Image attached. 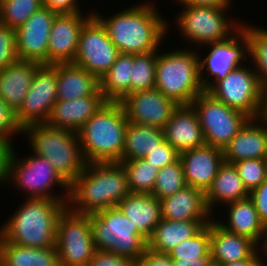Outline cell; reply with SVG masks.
Instances as JSON below:
<instances>
[{
	"mask_svg": "<svg viewBox=\"0 0 267 266\" xmlns=\"http://www.w3.org/2000/svg\"><path fill=\"white\" fill-rule=\"evenodd\" d=\"M251 24L244 20L241 27L249 38V62L264 85L267 84V27Z\"/></svg>",
	"mask_w": 267,
	"mask_h": 266,
	"instance_id": "836d02e7",
	"label": "cell"
},
{
	"mask_svg": "<svg viewBox=\"0 0 267 266\" xmlns=\"http://www.w3.org/2000/svg\"><path fill=\"white\" fill-rule=\"evenodd\" d=\"M225 207L227 208L224 212L227 214H224L226 217L220 216L218 218L217 215L215 218L213 216L215 221L225 230L247 237L260 247L264 237L265 226L260 220L253 201L248 197L228 203L222 208L225 210Z\"/></svg>",
	"mask_w": 267,
	"mask_h": 266,
	"instance_id": "cb8c5ba5",
	"label": "cell"
},
{
	"mask_svg": "<svg viewBox=\"0 0 267 266\" xmlns=\"http://www.w3.org/2000/svg\"><path fill=\"white\" fill-rule=\"evenodd\" d=\"M133 54L119 53L116 62L100 78V91L107 101L120 102L131 93Z\"/></svg>",
	"mask_w": 267,
	"mask_h": 266,
	"instance_id": "d6a6232c",
	"label": "cell"
},
{
	"mask_svg": "<svg viewBox=\"0 0 267 266\" xmlns=\"http://www.w3.org/2000/svg\"><path fill=\"white\" fill-rule=\"evenodd\" d=\"M11 150L12 147L8 143L0 141V187L5 186L7 162Z\"/></svg>",
	"mask_w": 267,
	"mask_h": 266,
	"instance_id": "681fc988",
	"label": "cell"
},
{
	"mask_svg": "<svg viewBox=\"0 0 267 266\" xmlns=\"http://www.w3.org/2000/svg\"><path fill=\"white\" fill-rule=\"evenodd\" d=\"M200 48H206L207 51L210 49L205 57L201 53L198 56L204 91H208L233 69L249 62V38L242 27L229 39L204 45L199 50Z\"/></svg>",
	"mask_w": 267,
	"mask_h": 266,
	"instance_id": "7c38bea8",
	"label": "cell"
},
{
	"mask_svg": "<svg viewBox=\"0 0 267 266\" xmlns=\"http://www.w3.org/2000/svg\"><path fill=\"white\" fill-rule=\"evenodd\" d=\"M233 164L248 192L267 178V159H247Z\"/></svg>",
	"mask_w": 267,
	"mask_h": 266,
	"instance_id": "ab89813d",
	"label": "cell"
},
{
	"mask_svg": "<svg viewBox=\"0 0 267 266\" xmlns=\"http://www.w3.org/2000/svg\"><path fill=\"white\" fill-rule=\"evenodd\" d=\"M180 153L176 151L169 143L164 141L156 149L147 154L144 159L152 163L158 169L176 162Z\"/></svg>",
	"mask_w": 267,
	"mask_h": 266,
	"instance_id": "7bdbcfd3",
	"label": "cell"
},
{
	"mask_svg": "<svg viewBox=\"0 0 267 266\" xmlns=\"http://www.w3.org/2000/svg\"><path fill=\"white\" fill-rule=\"evenodd\" d=\"M18 60L16 29L0 22V71Z\"/></svg>",
	"mask_w": 267,
	"mask_h": 266,
	"instance_id": "60d3db41",
	"label": "cell"
},
{
	"mask_svg": "<svg viewBox=\"0 0 267 266\" xmlns=\"http://www.w3.org/2000/svg\"><path fill=\"white\" fill-rule=\"evenodd\" d=\"M18 152V148L12 147L7 162L6 185L9 183L8 186L16 187L25 198L69 200L70 185L47 159L32 152L30 156L27 154L21 158ZM55 187H60V190L57 188L59 192L63 191L59 193Z\"/></svg>",
	"mask_w": 267,
	"mask_h": 266,
	"instance_id": "52a82bcc",
	"label": "cell"
},
{
	"mask_svg": "<svg viewBox=\"0 0 267 266\" xmlns=\"http://www.w3.org/2000/svg\"><path fill=\"white\" fill-rule=\"evenodd\" d=\"M32 153L47 159L70 185L84 170L78 134L72 130L33 124L21 130Z\"/></svg>",
	"mask_w": 267,
	"mask_h": 266,
	"instance_id": "8992f818",
	"label": "cell"
},
{
	"mask_svg": "<svg viewBox=\"0 0 267 266\" xmlns=\"http://www.w3.org/2000/svg\"><path fill=\"white\" fill-rule=\"evenodd\" d=\"M81 2V0H80ZM79 0H43V6L57 14L83 13Z\"/></svg>",
	"mask_w": 267,
	"mask_h": 266,
	"instance_id": "bcb514c9",
	"label": "cell"
},
{
	"mask_svg": "<svg viewBox=\"0 0 267 266\" xmlns=\"http://www.w3.org/2000/svg\"><path fill=\"white\" fill-rule=\"evenodd\" d=\"M88 266H136V261L115 253L96 250Z\"/></svg>",
	"mask_w": 267,
	"mask_h": 266,
	"instance_id": "ee69618b",
	"label": "cell"
},
{
	"mask_svg": "<svg viewBox=\"0 0 267 266\" xmlns=\"http://www.w3.org/2000/svg\"><path fill=\"white\" fill-rule=\"evenodd\" d=\"M162 130L165 141L179 153L205 145L198 116L191 105H179Z\"/></svg>",
	"mask_w": 267,
	"mask_h": 266,
	"instance_id": "7402d4cb",
	"label": "cell"
},
{
	"mask_svg": "<svg viewBox=\"0 0 267 266\" xmlns=\"http://www.w3.org/2000/svg\"><path fill=\"white\" fill-rule=\"evenodd\" d=\"M223 152L224 161L231 164L247 159H267V124L250 118Z\"/></svg>",
	"mask_w": 267,
	"mask_h": 266,
	"instance_id": "44dd1931",
	"label": "cell"
},
{
	"mask_svg": "<svg viewBox=\"0 0 267 266\" xmlns=\"http://www.w3.org/2000/svg\"><path fill=\"white\" fill-rule=\"evenodd\" d=\"M130 193L121 163H86L82 173L70 184L67 207L77 214H95L117 206Z\"/></svg>",
	"mask_w": 267,
	"mask_h": 266,
	"instance_id": "7a4b0ae2",
	"label": "cell"
},
{
	"mask_svg": "<svg viewBox=\"0 0 267 266\" xmlns=\"http://www.w3.org/2000/svg\"><path fill=\"white\" fill-rule=\"evenodd\" d=\"M210 223L205 225L195 236L182 241L171 252V259L196 260L211 258L210 254Z\"/></svg>",
	"mask_w": 267,
	"mask_h": 266,
	"instance_id": "74e56055",
	"label": "cell"
},
{
	"mask_svg": "<svg viewBox=\"0 0 267 266\" xmlns=\"http://www.w3.org/2000/svg\"><path fill=\"white\" fill-rule=\"evenodd\" d=\"M164 141L162 129L129 122L120 162L144 158Z\"/></svg>",
	"mask_w": 267,
	"mask_h": 266,
	"instance_id": "1f68e13d",
	"label": "cell"
},
{
	"mask_svg": "<svg viewBox=\"0 0 267 266\" xmlns=\"http://www.w3.org/2000/svg\"><path fill=\"white\" fill-rule=\"evenodd\" d=\"M161 218L165 220L190 221L212 220L213 215L209 212L205 193L199 188L190 185L184 186L174 195L160 200Z\"/></svg>",
	"mask_w": 267,
	"mask_h": 266,
	"instance_id": "d4e9b609",
	"label": "cell"
},
{
	"mask_svg": "<svg viewBox=\"0 0 267 266\" xmlns=\"http://www.w3.org/2000/svg\"><path fill=\"white\" fill-rule=\"evenodd\" d=\"M175 266H206L211 258H198L196 260L172 259Z\"/></svg>",
	"mask_w": 267,
	"mask_h": 266,
	"instance_id": "f5cc1de1",
	"label": "cell"
},
{
	"mask_svg": "<svg viewBox=\"0 0 267 266\" xmlns=\"http://www.w3.org/2000/svg\"><path fill=\"white\" fill-rule=\"evenodd\" d=\"M206 266H220L218 263L210 261L209 264H207Z\"/></svg>",
	"mask_w": 267,
	"mask_h": 266,
	"instance_id": "11a10c76",
	"label": "cell"
},
{
	"mask_svg": "<svg viewBox=\"0 0 267 266\" xmlns=\"http://www.w3.org/2000/svg\"><path fill=\"white\" fill-rule=\"evenodd\" d=\"M151 1L127 5L121 11L109 13L108 17L93 9V15L105 27L119 53L137 55L154 52L165 44L163 40H167L164 38L169 36L170 29L175 28L160 14L156 3Z\"/></svg>",
	"mask_w": 267,
	"mask_h": 266,
	"instance_id": "6da1fadb",
	"label": "cell"
},
{
	"mask_svg": "<svg viewBox=\"0 0 267 266\" xmlns=\"http://www.w3.org/2000/svg\"><path fill=\"white\" fill-rule=\"evenodd\" d=\"M128 123L121 103L107 101L77 132L85 162H120Z\"/></svg>",
	"mask_w": 267,
	"mask_h": 266,
	"instance_id": "277c9868",
	"label": "cell"
},
{
	"mask_svg": "<svg viewBox=\"0 0 267 266\" xmlns=\"http://www.w3.org/2000/svg\"><path fill=\"white\" fill-rule=\"evenodd\" d=\"M186 185L204 193L211 187L219 167L224 163L222 149L203 145L180 153Z\"/></svg>",
	"mask_w": 267,
	"mask_h": 266,
	"instance_id": "d6986e66",
	"label": "cell"
},
{
	"mask_svg": "<svg viewBox=\"0 0 267 266\" xmlns=\"http://www.w3.org/2000/svg\"><path fill=\"white\" fill-rule=\"evenodd\" d=\"M0 266H60V262L56 247H24L0 237Z\"/></svg>",
	"mask_w": 267,
	"mask_h": 266,
	"instance_id": "4dcf8cb0",
	"label": "cell"
},
{
	"mask_svg": "<svg viewBox=\"0 0 267 266\" xmlns=\"http://www.w3.org/2000/svg\"><path fill=\"white\" fill-rule=\"evenodd\" d=\"M106 102L103 94L74 100H57L46 124L77 133Z\"/></svg>",
	"mask_w": 267,
	"mask_h": 266,
	"instance_id": "603a6c76",
	"label": "cell"
},
{
	"mask_svg": "<svg viewBox=\"0 0 267 266\" xmlns=\"http://www.w3.org/2000/svg\"><path fill=\"white\" fill-rule=\"evenodd\" d=\"M56 248L60 266H88L97 250L90 215L74 213L67 207L57 221Z\"/></svg>",
	"mask_w": 267,
	"mask_h": 266,
	"instance_id": "8fae6325",
	"label": "cell"
},
{
	"mask_svg": "<svg viewBox=\"0 0 267 266\" xmlns=\"http://www.w3.org/2000/svg\"><path fill=\"white\" fill-rule=\"evenodd\" d=\"M179 47L167 49L166 52L158 49L155 87L177 104L190 105L204 91L200 78L199 50L188 49L187 45Z\"/></svg>",
	"mask_w": 267,
	"mask_h": 266,
	"instance_id": "5b68a950",
	"label": "cell"
},
{
	"mask_svg": "<svg viewBox=\"0 0 267 266\" xmlns=\"http://www.w3.org/2000/svg\"><path fill=\"white\" fill-rule=\"evenodd\" d=\"M40 63L21 61L0 71V98L15 114L21 107Z\"/></svg>",
	"mask_w": 267,
	"mask_h": 266,
	"instance_id": "484cf974",
	"label": "cell"
},
{
	"mask_svg": "<svg viewBox=\"0 0 267 266\" xmlns=\"http://www.w3.org/2000/svg\"><path fill=\"white\" fill-rule=\"evenodd\" d=\"M220 266H267V260L263 258H247L231 263H225Z\"/></svg>",
	"mask_w": 267,
	"mask_h": 266,
	"instance_id": "f907efd6",
	"label": "cell"
},
{
	"mask_svg": "<svg viewBox=\"0 0 267 266\" xmlns=\"http://www.w3.org/2000/svg\"><path fill=\"white\" fill-rule=\"evenodd\" d=\"M249 198L253 201L260 220L265 226L267 224V178L249 192Z\"/></svg>",
	"mask_w": 267,
	"mask_h": 266,
	"instance_id": "f6af8a7d",
	"label": "cell"
},
{
	"mask_svg": "<svg viewBox=\"0 0 267 266\" xmlns=\"http://www.w3.org/2000/svg\"><path fill=\"white\" fill-rule=\"evenodd\" d=\"M43 7V0H1L0 22L17 29Z\"/></svg>",
	"mask_w": 267,
	"mask_h": 266,
	"instance_id": "d590c367",
	"label": "cell"
},
{
	"mask_svg": "<svg viewBox=\"0 0 267 266\" xmlns=\"http://www.w3.org/2000/svg\"><path fill=\"white\" fill-rule=\"evenodd\" d=\"M91 231L97 250L115 253L137 261L148 241L137 231L118 206L90 214Z\"/></svg>",
	"mask_w": 267,
	"mask_h": 266,
	"instance_id": "9c48e42d",
	"label": "cell"
},
{
	"mask_svg": "<svg viewBox=\"0 0 267 266\" xmlns=\"http://www.w3.org/2000/svg\"><path fill=\"white\" fill-rule=\"evenodd\" d=\"M136 266H175L166 253L155 252L147 247L143 255L136 261Z\"/></svg>",
	"mask_w": 267,
	"mask_h": 266,
	"instance_id": "7dc6e473",
	"label": "cell"
},
{
	"mask_svg": "<svg viewBox=\"0 0 267 266\" xmlns=\"http://www.w3.org/2000/svg\"><path fill=\"white\" fill-rule=\"evenodd\" d=\"M248 197L249 192L244 187L235 165L224 161L211 187L205 193V202L209 212L216 216L214 211L217 205V208H222L228 203Z\"/></svg>",
	"mask_w": 267,
	"mask_h": 266,
	"instance_id": "f1b7e54d",
	"label": "cell"
},
{
	"mask_svg": "<svg viewBox=\"0 0 267 266\" xmlns=\"http://www.w3.org/2000/svg\"><path fill=\"white\" fill-rule=\"evenodd\" d=\"M202 128L205 144L224 149L250 119L245 113L225 105L207 91L190 104Z\"/></svg>",
	"mask_w": 267,
	"mask_h": 266,
	"instance_id": "30bf717a",
	"label": "cell"
},
{
	"mask_svg": "<svg viewBox=\"0 0 267 266\" xmlns=\"http://www.w3.org/2000/svg\"><path fill=\"white\" fill-rule=\"evenodd\" d=\"M257 118L264 124H267V84L262 85L261 105Z\"/></svg>",
	"mask_w": 267,
	"mask_h": 266,
	"instance_id": "816d5d0a",
	"label": "cell"
},
{
	"mask_svg": "<svg viewBox=\"0 0 267 266\" xmlns=\"http://www.w3.org/2000/svg\"><path fill=\"white\" fill-rule=\"evenodd\" d=\"M210 247L211 261L219 265L241 259L265 257L254 241L225 230L214 218L210 222Z\"/></svg>",
	"mask_w": 267,
	"mask_h": 266,
	"instance_id": "ffe728a7",
	"label": "cell"
},
{
	"mask_svg": "<svg viewBox=\"0 0 267 266\" xmlns=\"http://www.w3.org/2000/svg\"><path fill=\"white\" fill-rule=\"evenodd\" d=\"M56 69L57 100H74L102 94L100 81L89 71L73 62L52 64Z\"/></svg>",
	"mask_w": 267,
	"mask_h": 266,
	"instance_id": "4316f807",
	"label": "cell"
},
{
	"mask_svg": "<svg viewBox=\"0 0 267 266\" xmlns=\"http://www.w3.org/2000/svg\"><path fill=\"white\" fill-rule=\"evenodd\" d=\"M56 15L57 13L43 7L16 29L19 60L47 65L49 36Z\"/></svg>",
	"mask_w": 267,
	"mask_h": 266,
	"instance_id": "e0dca14e",
	"label": "cell"
},
{
	"mask_svg": "<svg viewBox=\"0 0 267 266\" xmlns=\"http://www.w3.org/2000/svg\"><path fill=\"white\" fill-rule=\"evenodd\" d=\"M178 3V6H207L213 8H230L232 5V0H172Z\"/></svg>",
	"mask_w": 267,
	"mask_h": 266,
	"instance_id": "c3c4849f",
	"label": "cell"
},
{
	"mask_svg": "<svg viewBox=\"0 0 267 266\" xmlns=\"http://www.w3.org/2000/svg\"><path fill=\"white\" fill-rule=\"evenodd\" d=\"M186 186L183 166L178 159L176 162L158 170L154 190L151 195L159 200L174 195Z\"/></svg>",
	"mask_w": 267,
	"mask_h": 266,
	"instance_id": "f35d334b",
	"label": "cell"
},
{
	"mask_svg": "<svg viewBox=\"0 0 267 266\" xmlns=\"http://www.w3.org/2000/svg\"><path fill=\"white\" fill-rule=\"evenodd\" d=\"M119 163L125 169L131 193H152L159 170L157 167L144 158Z\"/></svg>",
	"mask_w": 267,
	"mask_h": 266,
	"instance_id": "e575fe53",
	"label": "cell"
},
{
	"mask_svg": "<svg viewBox=\"0 0 267 266\" xmlns=\"http://www.w3.org/2000/svg\"><path fill=\"white\" fill-rule=\"evenodd\" d=\"M207 92L250 118H257L259 115L262 84L251 62L230 71Z\"/></svg>",
	"mask_w": 267,
	"mask_h": 266,
	"instance_id": "4fadbf2b",
	"label": "cell"
},
{
	"mask_svg": "<svg viewBox=\"0 0 267 266\" xmlns=\"http://www.w3.org/2000/svg\"><path fill=\"white\" fill-rule=\"evenodd\" d=\"M120 103L129 122L159 129L164 128L179 106L174 100L165 97L156 87L132 92Z\"/></svg>",
	"mask_w": 267,
	"mask_h": 266,
	"instance_id": "2e32d148",
	"label": "cell"
},
{
	"mask_svg": "<svg viewBox=\"0 0 267 266\" xmlns=\"http://www.w3.org/2000/svg\"><path fill=\"white\" fill-rule=\"evenodd\" d=\"M119 50L110 40L102 23L93 15L82 27L73 63L99 80L116 62Z\"/></svg>",
	"mask_w": 267,
	"mask_h": 266,
	"instance_id": "5bb4252c",
	"label": "cell"
},
{
	"mask_svg": "<svg viewBox=\"0 0 267 266\" xmlns=\"http://www.w3.org/2000/svg\"><path fill=\"white\" fill-rule=\"evenodd\" d=\"M57 101L56 69L52 65H42L35 73L27 95L14 114L17 126L46 123L52 107Z\"/></svg>",
	"mask_w": 267,
	"mask_h": 266,
	"instance_id": "9a60e30c",
	"label": "cell"
},
{
	"mask_svg": "<svg viewBox=\"0 0 267 266\" xmlns=\"http://www.w3.org/2000/svg\"><path fill=\"white\" fill-rule=\"evenodd\" d=\"M18 134L21 136V129L16 124L14 113L0 98V141H4L14 147V138L19 136Z\"/></svg>",
	"mask_w": 267,
	"mask_h": 266,
	"instance_id": "b9f144b4",
	"label": "cell"
},
{
	"mask_svg": "<svg viewBox=\"0 0 267 266\" xmlns=\"http://www.w3.org/2000/svg\"><path fill=\"white\" fill-rule=\"evenodd\" d=\"M117 206L147 241L162 219L160 200L151 194L130 193Z\"/></svg>",
	"mask_w": 267,
	"mask_h": 266,
	"instance_id": "83f0119b",
	"label": "cell"
},
{
	"mask_svg": "<svg viewBox=\"0 0 267 266\" xmlns=\"http://www.w3.org/2000/svg\"><path fill=\"white\" fill-rule=\"evenodd\" d=\"M259 248L267 259V224L265 225L264 237Z\"/></svg>",
	"mask_w": 267,
	"mask_h": 266,
	"instance_id": "db71d44e",
	"label": "cell"
},
{
	"mask_svg": "<svg viewBox=\"0 0 267 266\" xmlns=\"http://www.w3.org/2000/svg\"><path fill=\"white\" fill-rule=\"evenodd\" d=\"M211 220L175 221L161 219L148 240V248L168 254L182 241L195 236Z\"/></svg>",
	"mask_w": 267,
	"mask_h": 266,
	"instance_id": "f546056e",
	"label": "cell"
},
{
	"mask_svg": "<svg viewBox=\"0 0 267 266\" xmlns=\"http://www.w3.org/2000/svg\"><path fill=\"white\" fill-rule=\"evenodd\" d=\"M158 50L133 55L131 93L155 88V73Z\"/></svg>",
	"mask_w": 267,
	"mask_h": 266,
	"instance_id": "8d00e7d4",
	"label": "cell"
},
{
	"mask_svg": "<svg viewBox=\"0 0 267 266\" xmlns=\"http://www.w3.org/2000/svg\"><path fill=\"white\" fill-rule=\"evenodd\" d=\"M22 203L0 226V237L24 247H56L57 221L68 201L25 198Z\"/></svg>",
	"mask_w": 267,
	"mask_h": 266,
	"instance_id": "3957f363",
	"label": "cell"
},
{
	"mask_svg": "<svg viewBox=\"0 0 267 266\" xmlns=\"http://www.w3.org/2000/svg\"><path fill=\"white\" fill-rule=\"evenodd\" d=\"M172 20L178 30L180 39L189 42L188 48L224 41L233 36L242 26L241 19L231 17L229 8H213L207 6H181ZM193 43V44H192ZM191 44V46H190Z\"/></svg>",
	"mask_w": 267,
	"mask_h": 266,
	"instance_id": "ba28073f",
	"label": "cell"
},
{
	"mask_svg": "<svg viewBox=\"0 0 267 266\" xmlns=\"http://www.w3.org/2000/svg\"><path fill=\"white\" fill-rule=\"evenodd\" d=\"M84 13L56 15L49 36L47 65L74 61L80 31L93 16V9Z\"/></svg>",
	"mask_w": 267,
	"mask_h": 266,
	"instance_id": "ac0fdd59",
	"label": "cell"
}]
</instances>
